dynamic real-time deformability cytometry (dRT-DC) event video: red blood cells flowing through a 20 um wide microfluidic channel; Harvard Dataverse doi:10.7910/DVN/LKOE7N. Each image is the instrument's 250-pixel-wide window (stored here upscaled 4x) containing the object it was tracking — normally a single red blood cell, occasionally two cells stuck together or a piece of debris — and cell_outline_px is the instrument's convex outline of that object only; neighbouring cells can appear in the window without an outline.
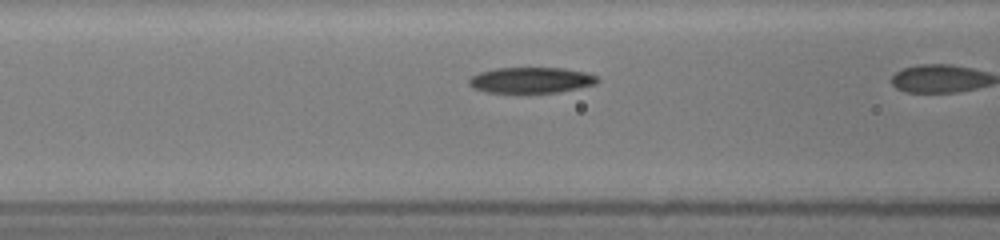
{"species": "common noctule bat (a hibernating species)", "species_latin": "Nyctalus noctula", "temperature_condition": "room temperature", "stored_images_in_passage": 10, "camera_frame_rate_fps": 3000, "um_per_image_px": 0.085, "animal": {"sex": "female", "body_mass_g": 19.5, "forearm_length_mm": 54.1}, "frame": {"image": 1, "passage_image": 6, "time_ms": 2.0, "image_size_px": [1000, 240], "cell_outline_px": [[600, 80], [596, 84], [580, 88], [556, 92], [488, 92], [472, 88], [468, 84], [468, 80], [472, 76], [480, 72], [496, 68], [564, 68], [584, 72], [596, 76]], "centroid_in_image_um": [45.14, 6.81], "position_along_channel_um": 121.5, "area_um2": 19.19}}
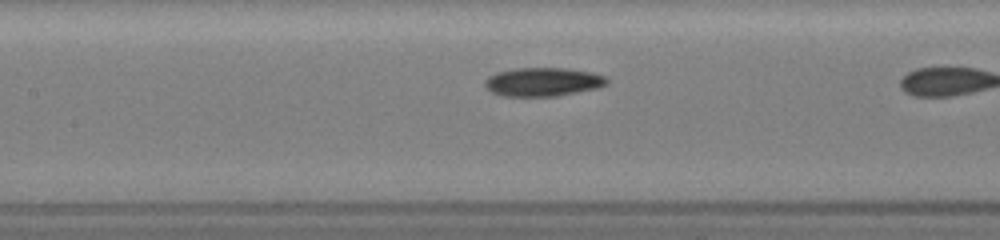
{"frame": {"image": 2, "passage_image": 9, "time_ms": 3.0, "image_size_px": [1000, 240], "cell_outline_px": [[608, 84], [600, 88], [556, 96], [504, 96], [492, 92], [484, 88], [484, 80], [488, 76], [496, 72], [516, 68], [564, 68], [592, 72], [604, 76], [608, 80]], "centroid_in_image_um": [46.14, 6.96], "position_along_channel_um": 161.3, "area_um2": 20.58}}